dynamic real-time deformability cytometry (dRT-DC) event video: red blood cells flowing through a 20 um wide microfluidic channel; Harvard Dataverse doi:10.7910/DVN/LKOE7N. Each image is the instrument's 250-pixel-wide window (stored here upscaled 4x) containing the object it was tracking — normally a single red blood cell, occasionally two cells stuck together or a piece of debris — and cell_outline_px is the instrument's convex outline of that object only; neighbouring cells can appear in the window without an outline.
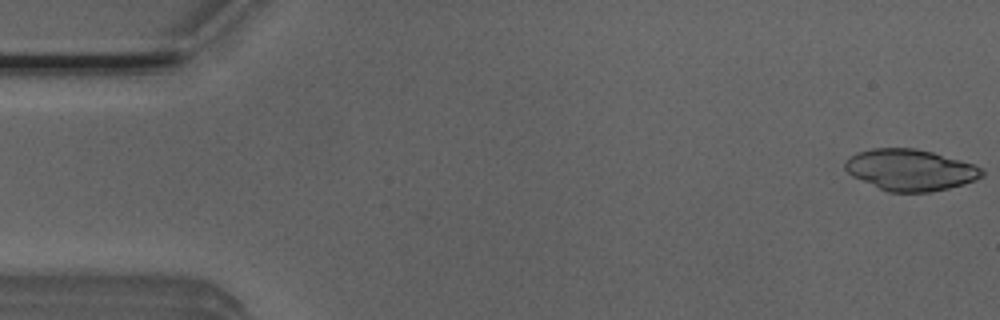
{"species": "Egyptian fruit bat (a non-hibernating species)", "species_latin": "Rousettus aegyptiacus", "temperature_condition": "room temperature", "stored_images_in_passage": 51, "camera_frame_rate_fps": 3000, "um_per_image_px": 0.085, "animal": {"sex": "male"}, "frame": {"image": 1, "passage_image": 1, "time_ms": 0.0, "image_size_px": [1000, 320], "cell_outline_px": [[984, 176], [976, 180], [964, 184], [948, 188], [928, 192], [888, 192], [852, 176], [844, 168], [844, 160], [860, 152], [872, 148], [916, 148], [932, 152], [960, 160], [984, 168]], "centroid_in_image_um": [77.39, 14.44], "position_along_channel_um": 7.6, "area_um2": 32.89}}
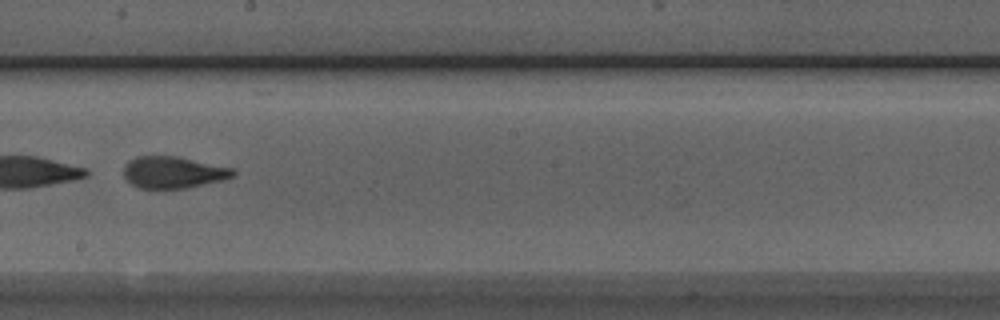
{"frame": {"image": 2, "passage_image": 29, "time_ms": 9.333, "image_size_px": [1000, 320], "cell_outline_px": [[236, 176], [224, 180], [184, 188], [140, 188], [132, 184], [124, 176], [124, 164], [128, 160], [136, 156], [180, 156], [236, 168]], "centroid_in_image_um": [14.78, 14.62], "position_along_channel_um": 233.4, "area_um2": 20.58}}